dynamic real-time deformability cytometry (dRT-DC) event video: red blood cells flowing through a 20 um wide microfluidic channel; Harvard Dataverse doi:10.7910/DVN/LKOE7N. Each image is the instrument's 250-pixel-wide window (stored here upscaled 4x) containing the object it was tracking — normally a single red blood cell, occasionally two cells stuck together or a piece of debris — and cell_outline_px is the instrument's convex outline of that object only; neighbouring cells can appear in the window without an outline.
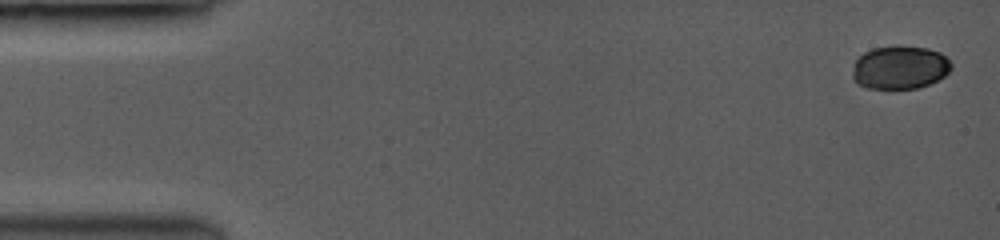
{"species": "common noctule bat (a hibernating species)", "species_latin": "Nyctalus noctula", "temperature_condition": "room temperature", "stored_images_in_passage": 15, "camera_frame_rate_fps": 3500, "um_per_image_px": 0.085, "animal": {"sex": "female", "body_mass_g": 19.0, "forearm_length_mm": 53.3}, "frame": {"image": 1, "passage_image": 1, "time_ms": 0.0, "image_size_px": [1000, 240], "cell_outline_px": [[952, 68], [944, 76], [920, 88], [868, 88], [852, 80], [852, 76], [856, 60], [864, 52], [872, 48], [924, 48], [940, 52], [952, 64]], "centroid_in_image_um": [76.49, 5.77], "position_along_channel_um": 8.5, "area_um2": 24.22}}
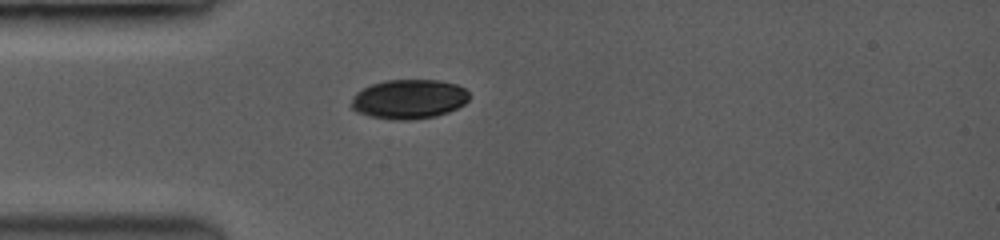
{"frame": {"image": 2, "passage_image": 11, "time_ms": 4.286, "image_size_px": [1000, 240], "cell_outline_px": [[468, 100], [464, 104], [448, 112], [436, 116], [408, 120], [392, 120], [368, 116], [356, 112], [352, 108], [352, 100], [356, 92], [372, 84], [388, 80], [436, 80], [456, 84], [464, 88], [468, 92]], "centroid_in_image_um": [34.75, 8.43], "position_along_channel_um": 50.3, "area_um2": 26.99}}
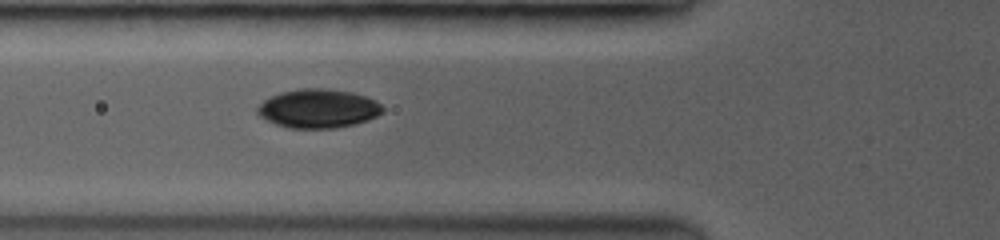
{"frame": {"image": 3, "passage_image": 15, "time_ms": 5.714, "image_size_px": [1000, 240], "cell_outline_px": [[384, 112], [368, 120], [356, 124], [336, 128], [288, 128], [276, 124], [260, 116], [256, 112], [256, 108], [264, 100], [272, 96], [284, 92], [300, 88], [320, 88], [348, 92], [364, 96], [380, 104], [384, 108]], "centroid_in_image_um": [27.04, 9.24], "position_along_channel_um": 98.8, "area_um2": 28.03}}